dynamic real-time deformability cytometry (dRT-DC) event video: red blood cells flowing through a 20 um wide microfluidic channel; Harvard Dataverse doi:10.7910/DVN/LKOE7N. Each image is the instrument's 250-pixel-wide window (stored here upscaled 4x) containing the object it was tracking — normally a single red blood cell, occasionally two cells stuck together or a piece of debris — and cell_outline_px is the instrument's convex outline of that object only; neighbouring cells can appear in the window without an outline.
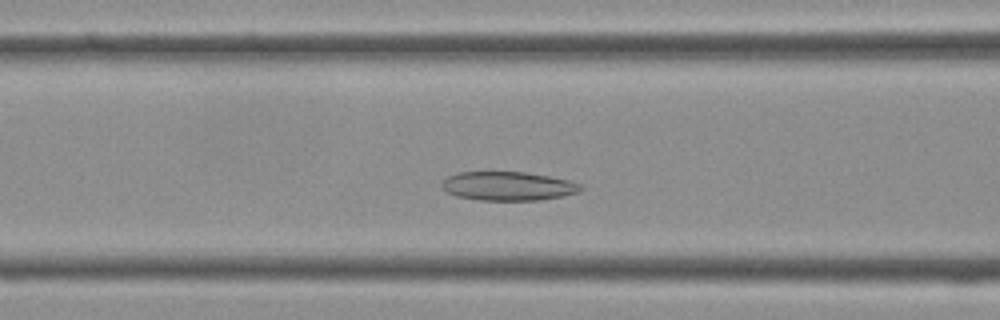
{"species": "Egyptian fruit bat (a non-hibernating species)", "species_latin": "Rousettus aegyptiacus", "temperature_condition": "cold", "stored_images_in_passage": 32, "segment_of_instrument_passage": [1, 2], "camera_frame_rate_fps": 3000, "um_per_image_px": 0.085, "frame": {"image": 1, "passage_image": 6, "time_ms": 1.667, "image_size_px": [1000, 320], "cell_outline_px": [[584, 188], [580, 192], [564, 196], [540, 200], [480, 200], [456, 196], [448, 192], [440, 184], [448, 176], [460, 172], [524, 172], [572, 180], [580, 184]], "centroid_in_image_um": [43.24, 15.82], "position_along_channel_um": 123.4, "area_um2": 23.41}}
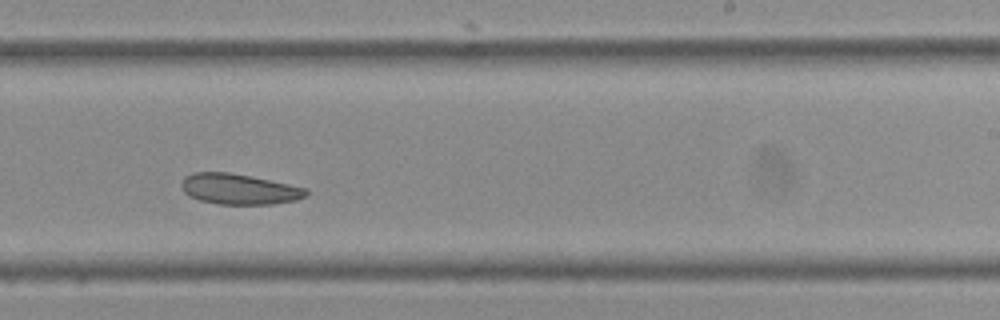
{"frame": {"image": 2, "passage_image": 15, "time_ms": 4.667, "image_size_px": [1000, 320], "cell_outline_px": [[308, 196], [296, 200], [272, 204], [216, 204], [200, 200], [188, 196], [184, 192], [180, 184], [184, 176], [192, 172], [228, 172], [308, 188]], "centroid_in_image_um": [20.29, 16.08], "position_along_channel_um": 268.7, "area_um2": 22.25}}
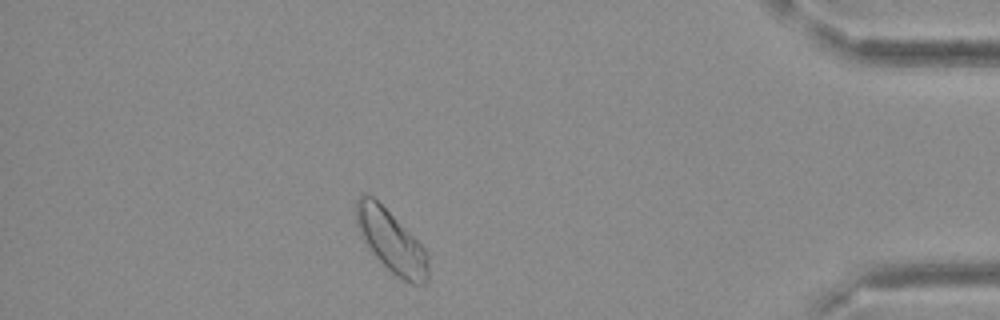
{"frame": {"image": 3, "passage_image": 26, "time_ms": 8.333, "image_size_px": [1000, 320], "cell_outline_px": [[428, 280], [424, 284], [412, 284], [396, 276], [368, 248], [356, 224], [356, 200], [364, 192], [372, 196], [428, 252]], "centroid_in_image_um": [33.25, 20.53], "position_along_channel_um": 401.9, "area_um2": 25.43}}